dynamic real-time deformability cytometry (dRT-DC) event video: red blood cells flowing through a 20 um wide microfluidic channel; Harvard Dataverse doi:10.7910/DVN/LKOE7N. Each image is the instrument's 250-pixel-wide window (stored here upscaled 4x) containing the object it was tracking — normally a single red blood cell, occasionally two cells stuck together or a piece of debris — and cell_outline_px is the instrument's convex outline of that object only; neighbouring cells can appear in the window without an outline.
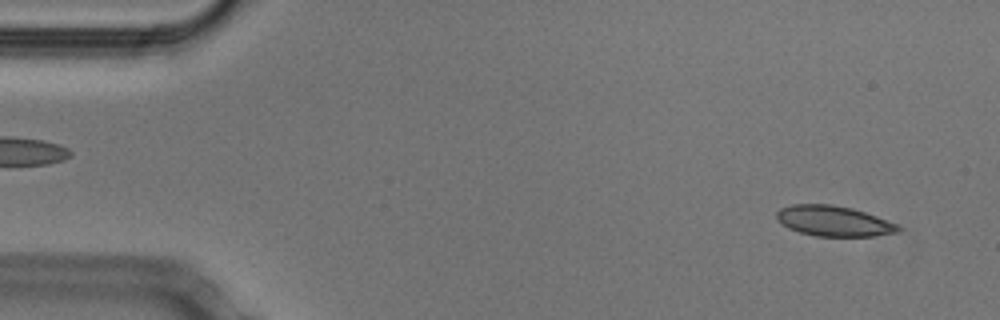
{"species": "Egyptian fruit bat (a non-hibernating species)", "species_latin": "Rousettus aegyptiacus", "temperature_condition": "cold", "stored_images_in_passage": 51, "camera_frame_rate_fps": 3000, "um_per_image_px": 0.085, "animal": {"sex": "male"}, "frame": {"image": 1, "passage_image": 3, "time_ms": 0.667, "image_size_px": [1000, 320], "cell_outline_px": [[904, 228], [900, 232], [872, 236], [816, 236], [800, 232], [788, 228], [776, 220], [776, 212], [780, 208], [792, 204], [832, 204], [852, 208], [876, 216], [896, 224]], "centroid_in_image_um": [70.85, 18.78], "position_along_channel_um": 14.1, "area_um2": 21.62}}
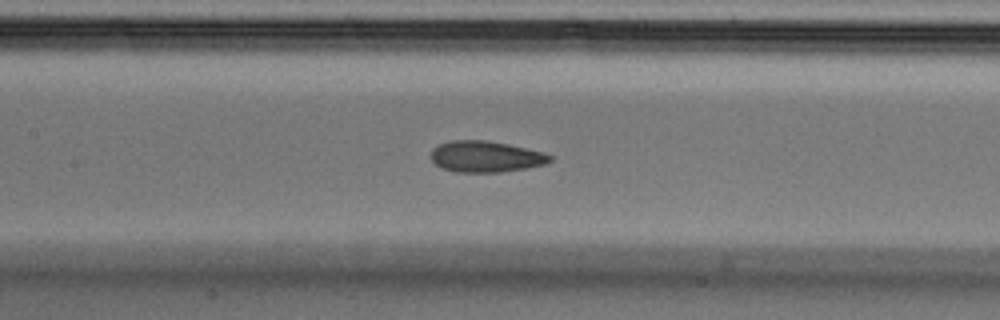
{"frame": {"image": 2, "passage_image": 23, "time_ms": 7.333, "image_size_px": [1000, 320], "cell_outline_px": [[552, 160], [548, 164], [528, 168], [500, 172], [456, 172], [440, 168], [432, 160], [432, 148], [440, 144], [452, 140], [484, 140], [508, 144], [544, 152], [552, 156]], "centroid_in_image_um": [41.32, 13.32], "position_along_channel_um": 166.1, "area_um2": 21.73}}
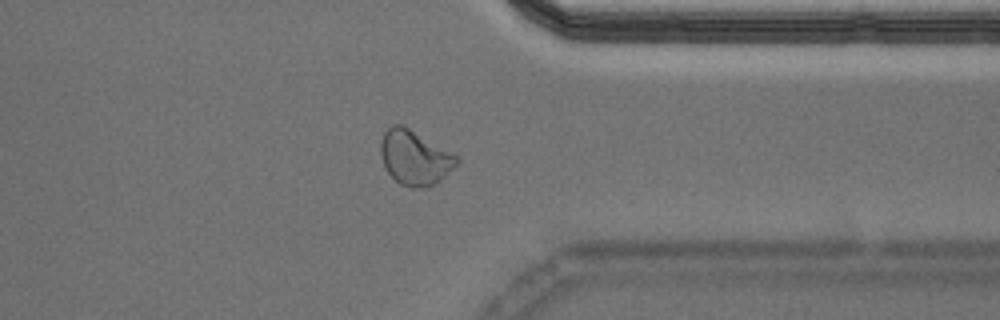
{"frame": {"image": 3, "passage_image": 40, "time_ms": 13.0, "image_size_px": [1000, 320], "cell_outline_px": [[460, 160], [444, 176], [428, 188], [412, 188], [400, 184], [384, 168], [380, 156], [380, 144], [384, 132], [392, 124], [400, 124], [408, 128], [460, 156]], "centroid_in_image_um": [35.24, 13.4], "position_along_channel_um": 376.2, "area_um2": 24.16}, "authors_computed_cell_mechanics": {"area_um2": 22.1952, "velocity_mm_per_s": 3.7975, "shape_relaxation_time_tau1_ms": 8.0704, "shape_relaxation_time_tau2_ms": 1.6778, "deformation_change_tau1": 0.1469, "deformation_change_tau2": 0.0784}}